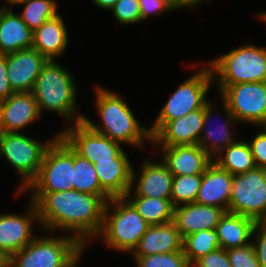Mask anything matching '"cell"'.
Masks as SVG:
<instances>
[{"mask_svg": "<svg viewBox=\"0 0 266 267\" xmlns=\"http://www.w3.org/2000/svg\"><path fill=\"white\" fill-rule=\"evenodd\" d=\"M31 198L38 211V222L43 227L73 231V236L84 247L87 238L97 237L102 230L106 202L98 195L73 189L34 193Z\"/></svg>", "mask_w": 266, "mask_h": 267, "instance_id": "6da1fadb", "label": "cell"}, {"mask_svg": "<svg viewBox=\"0 0 266 267\" xmlns=\"http://www.w3.org/2000/svg\"><path fill=\"white\" fill-rule=\"evenodd\" d=\"M96 106L102 125H94L87 117L83 121L94 131L119 143L143 146V140H152L150 130L140 126L129 106L115 93L96 88Z\"/></svg>", "mask_w": 266, "mask_h": 267, "instance_id": "7a4b0ae2", "label": "cell"}, {"mask_svg": "<svg viewBox=\"0 0 266 267\" xmlns=\"http://www.w3.org/2000/svg\"><path fill=\"white\" fill-rule=\"evenodd\" d=\"M32 93L38 104L39 111L46 109L57 112L68 121H83V115L76 113V86L70 72L56 63L47 61L36 79ZM75 117V118H73Z\"/></svg>", "mask_w": 266, "mask_h": 267, "instance_id": "3957f363", "label": "cell"}, {"mask_svg": "<svg viewBox=\"0 0 266 267\" xmlns=\"http://www.w3.org/2000/svg\"><path fill=\"white\" fill-rule=\"evenodd\" d=\"M111 205L115 207L112 213L109 212ZM149 226L127 198H111L106 203L102 230L97 237L104 238L106 244L116 250L133 252Z\"/></svg>", "mask_w": 266, "mask_h": 267, "instance_id": "277c9868", "label": "cell"}, {"mask_svg": "<svg viewBox=\"0 0 266 267\" xmlns=\"http://www.w3.org/2000/svg\"><path fill=\"white\" fill-rule=\"evenodd\" d=\"M83 249L73 235L37 237L10 257V267H76Z\"/></svg>", "mask_w": 266, "mask_h": 267, "instance_id": "5b68a950", "label": "cell"}, {"mask_svg": "<svg viewBox=\"0 0 266 267\" xmlns=\"http://www.w3.org/2000/svg\"><path fill=\"white\" fill-rule=\"evenodd\" d=\"M210 69L219 75L217 85L266 82V49L253 45L232 49L210 62Z\"/></svg>", "mask_w": 266, "mask_h": 267, "instance_id": "8992f818", "label": "cell"}, {"mask_svg": "<svg viewBox=\"0 0 266 267\" xmlns=\"http://www.w3.org/2000/svg\"><path fill=\"white\" fill-rule=\"evenodd\" d=\"M53 193L73 190V149L57 134L47 147L37 177L24 190Z\"/></svg>", "mask_w": 266, "mask_h": 267, "instance_id": "52a82bcc", "label": "cell"}, {"mask_svg": "<svg viewBox=\"0 0 266 267\" xmlns=\"http://www.w3.org/2000/svg\"><path fill=\"white\" fill-rule=\"evenodd\" d=\"M214 75L209 68H203L186 79L167 100L149 129L153 136L166 122L186 116L189 112L201 109L208 101L206 94Z\"/></svg>", "mask_w": 266, "mask_h": 267, "instance_id": "ba28073f", "label": "cell"}, {"mask_svg": "<svg viewBox=\"0 0 266 267\" xmlns=\"http://www.w3.org/2000/svg\"><path fill=\"white\" fill-rule=\"evenodd\" d=\"M53 140L42 144L22 133L0 132V157L4 155L23 176L18 194L37 177L44 153Z\"/></svg>", "mask_w": 266, "mask_h": 267, "instance_id": "9c48e42d", "label": "cell"}, {"mask_svg": "<svg viewBox=\"0 0 266 267\" xmlns=\"http://www.w3.org/2000/svg\"><path fill=\"white\" fill-rule=\"evenodd\" d=\"M228 212L266 222V168L233 175Z\"/></svg>", "mask_w": 266, "mask_h": 267, "instance_id": "30bf717a", "label": "cell"}, {"mask_svg": "<svg viewBox=\"0 0 266 267\" xmlns=\"http://www.w3.org/2000/svg\"><path fill=\"white\" fill-rule=\"evenodd\" d=\"M218 89L238 122L266 126V82L219 85Z\"/></svg>", "mask_w": 266, "mask_h": 267, "instance_id": "8fae6325", "label": "cell"}, {"mask_svg": "<svg viewBox=\"0 0 266 267\" xmlns=\"http://www.w3.org/2000/svg\"><path fill=\"white\" fill-rule=\"evenodd\" d=\"M74 125L59 135L77 154L91 163L115 159L123 152L119 142L92 130L84 121Z\"/></svg>", "mask_w": 266, "mask_h": 267, "instance_id": "7c38bea8", "label": "cell"}, {"mask_svg": "<svg viewBox=\"0 0 266 267\" xmlns=\"http://www.w3.org/2000/svg\"><path fill=\"white\" fill-rule=\"evenodd\" d=\"M47 61L33 47L6 54L7 75L12 90L15 93L32 92L36 79Z\"/></svg>", "mask_w": 266, "mask_h": 267, "instance_id": "4fadbf2b", "label": "cell"}, {"mask_svg": "<svg viewBox=\"0 0 266 267\" xmlns=\"http://www.w3.org/2000/svg\"><path fill=\"white\" fill-rule=\"evenodd\" d=\"M101 188L111 198H130L135 172L123 151L117 158L93 163Z\"/></svg>", "mask_w": 266, "mask_h": 267, "instance_id": "5bb4252c", "label": "cell"}, {"mask_svg": "<svg viewBox=\"0 0 266 267\" xmlns=\"http://www.w3.org/2000/svg\"><path fill=\"white\" fill-rule=\"evenodd\" d=\"M204 122V107L186 116L166 122L153 136L152 143L161 147L198 144Z\"/></svg>", "mask_w": 266, "mask_h": 267, "instance_id": "9a60e30c", "label": "cell"}, {"mask_svg": "<svg viewBox=\"0 0 266 267\" xmlns=\"http://www.w3.org/2000/svg\"><path fill=\"white\" fill-rule=\"evenodd\" d=\"M29 216L17 214H0V254L11 257L26 247L33 239L32 221L38 220L36 205L31 202Z\"/></svg>", "mask_w": 266, "mask_h": 267, "instance_id": "2e32d148", "label": "cell"}, {"mask_svg": "<svg viewBox=\"0 0 266 267\" xmlns=\"http://www.w3.org/2000/svg\"><path fill=\"white\" fill-rule=\"evenodd\" d=\"M41 116L32 92H18L1 102L0 132H18Z\"/></svg>", "mask_w": 266, "mask_h": 267, "instance_id": "e0dca14e", "label": "cell"}, {"mask_svg": "<svg viewBox=\"0 0 266 267\" xmlns=\"http://www.w3.org/2000/svg\"><path fill=\"white\" fill-rule=\"evenodd\" d=\"M163 162L173 176L203 174L213 159L198 144L161 147Z\"/></svg>", "mask_w": 266, "mask_h": 267, "instance_id": "ac0fdd59", "label": "cell"}, {"mask_svg": "<svg viewBox=\"0 0 266 267\" xmlns=\"http://www.w3.org/2000/svg\"><path fill=\"white\" fill-rule=\"evenodd\" d=\"M232 182L233 175L213 161L202 174L201 187L195 202L228 211Z\"/></svg>", "mask_w": 266, "mask_h": 267, "instance_id": "d6986e66", "label": "cell"}, {"mask_svg": "<svg viewBox=\"0 0 266 267\" xmlns=\"http://www.w3.org/2000/svg\"><path fill=\"white\" fill-rule=\"evenodd\" d=\"M224 213L222 208L193 202L175 207L173 221L183 239L201 230L215 229Z\"/></svg>", "mask_w": 266, "mask_h": 267, "instance_id": "ffe728a7", "label": "cell"}, {"mask_svg": "<svg viewBox=\"0 0 266 267\" xmlns=\"http://www.w3.org/2000/svg\"><path fill=\"white\" fill-rule=\"evenodd\" d=\"M182 242L174 221L150 225L132 253L134 256H148L183 251Z\"/></svg>", "mask_w": 266, "mask_h": 267, "instance_id": "44dd1931", "label": "cell"}, {"mask_svg": "<svg viewBox=\"0 0 266 267\" xmlns=\"http://www.w3.org/2000/svg\"><path fill=\"white\" fill-rule=\"evenodd\" d=\"M33 31L28 28L20 15L11 8L0 9V54L6 55L21 49L32 48Z\"/></svg>", "mask_w": 266, "mask_h": 267, "instance_id": "7402d4cb", "label": "cell"}, {"mask_svg": "<svg viewBox=\"0 0 266 267\" xmlns=\"http://www.w3.org/2000/svg\"><path fill=\"white\" fill-rule=\"evenodd\" d=\"M134 196L171 198L173 174L164 162L144 161Z\"/></svg>", "mask_w": 266, "mask_h": 267, "instance_id": "603a6c76", "label": "cell"}, {"mask_svg": "<svg viewBox=\"0 0 266 267\" xmlns=\"http://www.w3.org/2000/svg\"><path fill=\"white\" fill-rule=\"evenodd\" d=\"M258 222L250 217L226 211L220 218L215 231L220 241V248L243 247L249 242Z\"/></svg>", "mask_w": 266, "mask_h": 267, "instance_id": "cb8c5ba5", "label": "cell"}, {"mask_svg": "<svg viewBox=\"0 0 266 267\" xmlns=\"http://www.w3.org/2000/svg\"><path fill=\"white\" fill-rule=\"evenodd\" d=\"M63 21L58 14L33 31L32 47L48 61L60 56L68 44L67 29Z\"/></svg>", "mask_w": 266, "mask_h": 267, "instance_id": "d4e9b609", "label": "cell"}, {"mask_svg": "<svg viewBox=\"0 0 266 267\" xmlns=\"http://www.w3.org/2000/svg\"><path fill=\"white\" fill-rule=\"evenodd\" d=\"M222 105H224V111L227 114L229 120L227 119L226 123L223 122L224 124L222 126L218 125L219 127H221L218 131L214 129L211 130L209 128L211 113L213 111L212 104H210V101H207L204 106V122L201 133L203 135L200 136L198 145L202 147L211 158H213L216 153L220 154L226 147H228L235 141L233 139V134L229 130V124L231 121L232 124L234 122L236 123L237 120L230 112L224 100L222 102Z\"/></svg>", "mask_w": 266, "mask_h": 267, "instance_id": "484cf974", "label": "cell"}, {"mask_svg": "<svg viewBox=\"0 0 266 267\" xmlns=\"http://www.w3.org/2000/svg\"><path fill=\"white\" fill-rule=\"evenodd\" d=\"M213 161L232 175L243 174L256 168L251 148L246 141L233 142Z\"/></svg>", "mask_w": 266, "mask_h": 267, "instance_id": "4316f807", "label": "cell"}, {"mask_svg": "<svg viewBox=\"0 0 266 267\" xmlns=\"http://www.w3.org/2000/svg\"><path fill=\"white\" fill-rule=\"evenodd\" d=\"M73 189L100 196L106 203L111 197L101 188L93 163L73 150Z\"/></svg>", "mask_w": 266, "mask_h": 267, "instance_id": "83f0119b", "label": "cell"}, {"mask_svg": "<svg viewBox=\"0 0 266 267\" xmlns=\"http://www.w3.org/2000/svg\"><path fill=\"white\" fill-rule=\"evenodd\" d=\"M150 225H159L174 220V205L171 199L135 196L128 201Z\"/></svg>", "mask_w": 266, "mask_h": 267, "instance_id": "f1b7e54d", "label": "cell"}, {"mask_svg": "<svg viewBox=\"0 0 266 267\" xmlns=\"http://www.w3.org/2000/svg\"><path fill=\"white\" fill-rule=\"evenodd\" d=\"M220 248L215 229L201 230L183 238L182 250L190 266L208 253Z\"/></svg>", "mask_w": 266, "mask_h": 267, "instance_id": "f546056e", "label": "cell"}, {"mask_svg": "<svg viewBox=\"0 0 266 267\" xmlns=\"http://www.w3.org/2000/svg\"><path fill=\"white\" fill-rule=\"evenodd\" d=\"M17 4L25 5L20 16L32 31L58 15L55 0H21Z\"/></svg>", "mask_w": 266, "mask_h": 267, "instance_id": "4dcf8cb0", "label": "cell"}, {"mask_svg": "<svg viewBox=\"0 0 266 267\" xmlns=\"http://www.w3.org/2000/svg\"><path fill=\"white\" fill-rule=\"evenodd\" d=\"M201 182L202 174L173 176L170 199L174 207L195 202Z\"/></svg>", "mask_w": 266, "mask_h": 267, "instance_id": "1f68e13d", "label": "cell"}, {"mask_svg": "<svg viewBox=\"0 0 266 267\" xmlns=\"http://www.w3.org/2000/svg\"><path fill=\"white\" fill-rule=\"evenodd\" d=\"M138 267H191L183 251L135 256Z\"/></svg>", "mask_w": 266, "mask_h": 267, "instance_id": "d6a6232c", "label": "cell"}, {"mask_svg": "<svg viewBox=\"0 0 266 267\" xmlns=\"http://www.w3.org/2000/svg\"><path fill=\"white\" fill-rule=\"evenodd\" d=\"M111 11L116 20L122 24H134L142 21L139 0H118Z\"/></svg>", "mask_w": 266, "mask_h": 267, "instance_id": "836d02e7", "label": "cell"}, {"mask_svg": "<svg viewBox=\"0 0 266 267\" xmlns=\"http://www.w3.org/2000/svg\"><path fill=\"white\" fill-rule=\"evenodd\" d=\"M232 267H261L252 242L243 247L227 249Z\"/></svg>", "mask_w": 266, "mask_h": 267, "instance_id": "e575fe53", "label": "cell"}, {"mask_svg": "<svg viewBox=\"0 0 266 267\" xmlns=\"http://www.w3.org/2000/svg\"><path fill=\"white\" fill-rule=\"evenodd\" d=\"M191 267H232L227 251L218 248L198 259Z\"/></svg>", "mask_w": 266, "mask_h": 267, "instance_id": "d590c367", "label": "cell"}, {"mask_svg": "<svg viewBox=\"0 0 266 267\" xmlns=\"http://www.w3.org/2000/svg\"><path fill=\"white\" fill-rule=\"evenodd\" d=\"M142 21L152 13L160 14L168 10L177 9L174 0H139Z\"/></svg>", "mask_w": 266, "mask_h": 267, "instance_id": "8d00e7d4", "label": "cell"}, {"mask_svg": "<svg viewBox=\"0 0 266 267\" xmlns=\"http://www.w3.org/2000/svg\"><path fill=\"white\" fill-rule=\"evenodd\" d=\"M264 131L257 133L251 142H248L256 167L266 168V126Z\"/></svg>", "mask_w": 266, "mask_h": 267, "instance_id": "74e56055", "label": "cell"}, {"mask_svg": "<svg viewBox=\"0 0 266 267\" xmlns=\"http://www.w3.org/2000/svg\"><path fill=\"white\" fill-rule=\"evenodd\" d=\"M257 234L255 243L252 242L256 257L261 267H266V222H258L255 225L253 234Z\"/></svg>", "mask_w": 266, "mask_h": 267, "instance_id": "f35d334b", "label": "cell"}, {"mask_svg": "<svg viewBox=\"0 0 266 267\" xmlns=\"http://www.w3.org/2000/svg\"><path fill=\"white\" fill-rule=\"evenodd\" d=\"M15 93L8 80L6 55L0 54V101L6 100Z\"/></svg>", "mask_w": 266, "mask_h": 267, "instance_id": "ab89813d", "label": "cell"}, {"mask_svg": "<svg viewBox=\"0 0 266 267\" xmlns=\"http://www.w3.org/2000/svg\"><path fill=\"white\" fill-rule=\"evenodd\" d=\"M92 2H94V4L100 8L111 10L118 0H92Z\"/></svg>", "mask_w": 266, "mask_h": 267, "instance_id": "60d3db41", "label": "cell"}, {"mask_svg": "<svg viewBox=\"0 0 266 267\" xmlns=\"http://www.w3.org/2000/svg\"><path fill=\"white\" fill-rule=\"evenodd\" d=\"M202 1H206V0H174V3L176 5L177 8L179 7H189V6H194ZM208 1V0H207Z\"/></svg>", "mask_w": 266, "mask_h": 267, "instance_id": "b9f144b4", "label": "cell"}, {"mask_svg": "<svg viewBox=\"0 0 266 267\" xmlns=\"http://www.w3.org/2000/svg\"><path fill=\"white\" fill-rule=\"evenodd\" d=\"M0 267H10V257L0 256Z\"/></svg>", "mask_w": 266, "mask_h": 267, "instance_id": "7bdbcfd3", "label": "cell"}, {"mask_svg": "<svg viewBox=\"0 0 266 267\" xmlns=\"http://www.w3.org/2000/svg\"><path fill=\"white\" fill-rule=\"evenodd\" d=\"M8 1L11 5H17L18 2H20L21 0H6Z\"/></svg>", "mask_w": 266, "mask_h": 267, "instance_id": "ee69618b", "label": "cell"}, {"mask_svg": "<svg viewBox=\"0 0 266 267\" xmlns=\"http://www.w3.org/2000/svg\"><path fill=\"white\" fill-rule=\"evenodd\" d=\"M259 17H261V19L266 22V12L263 14L261 13Z\"/></svg>", "mask_w": 266, "mask_h": 267, "instance_id": "f6af8a7d", "label": "cell"}]
</instances>
